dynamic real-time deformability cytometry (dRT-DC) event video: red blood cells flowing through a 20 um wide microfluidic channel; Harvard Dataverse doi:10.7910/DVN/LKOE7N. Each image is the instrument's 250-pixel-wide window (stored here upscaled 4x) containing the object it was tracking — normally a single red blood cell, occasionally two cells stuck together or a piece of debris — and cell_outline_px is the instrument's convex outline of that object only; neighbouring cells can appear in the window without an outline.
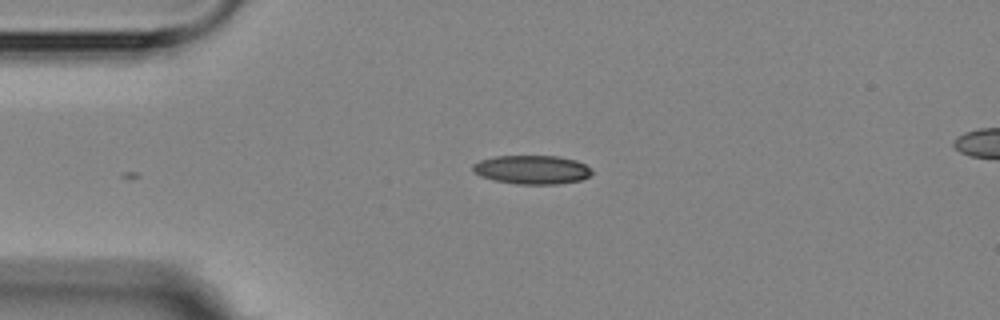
{"species": "Egyptian fruit bat (a non-hibernating species)", "species_latin": "Rousettus aegyptiacus", "temperature_condition": "room temperature", "stored_images_in_passage": 2, "camera_frame_rate_fps": 3000, "um_per_image_px": 0.085, "animal": {"sex": "female"}, "frame": {"image": 1, "passage_image": 2, "time_ms": 1.333, "image_size_px": [1000, 320], "cell_outline_px": [[592, 172], [588, 176], [580, 180], [556, 184], [516, 184], [496, 180], [480, 176], [472, 172], [472, 164], [480, 160], [496, 156], [556, 156], [576, 160], [592, 168]], "centroid_in_image_um": [45.19, 14.42], "position_along_channel_um": 39.8, "area_um2": 19.94}}